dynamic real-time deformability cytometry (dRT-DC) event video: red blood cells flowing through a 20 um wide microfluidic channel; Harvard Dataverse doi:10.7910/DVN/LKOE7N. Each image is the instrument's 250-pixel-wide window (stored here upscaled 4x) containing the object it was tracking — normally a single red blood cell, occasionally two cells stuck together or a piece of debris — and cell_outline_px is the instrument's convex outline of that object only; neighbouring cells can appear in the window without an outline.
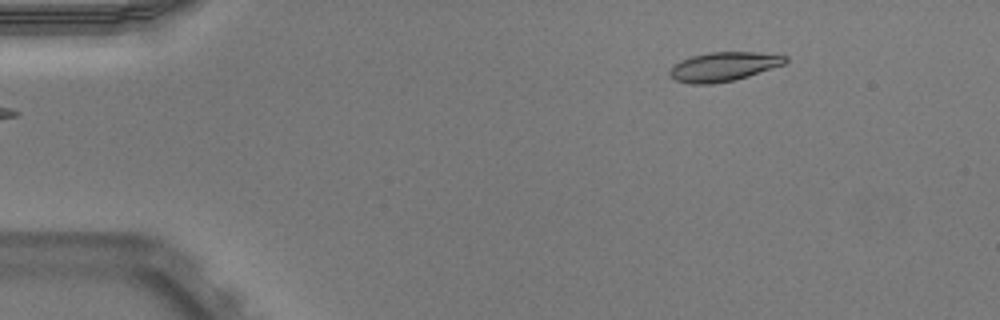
{"species": "Egyptian fruit bat (a non-hibernating species)", "species_latin": "Rousettus aegyptiacus", "temperature_condition": "warm", "stored_images_in_passage": 45, "camera_frame_rate_fps": 3000, "um_per_image_px": 0.085, "animal": {"sex": "male"}, "frame": {"image": 1, "passage_image": 1, "time_ms": 0.0, "image_size_px": [1000, 320], "cell_outline_px": [[788, 60], [784, 64], [736, 80], [712, 84], [692, 84], [676, 80], [668, 72], [680, 60], [692, 56], [712, 52], [756, 52], [788, 56]], "centroid_in_image_um": [61.53, 5.66], "position_along_channel_um": 23.5, "area_um2": 19.42}}
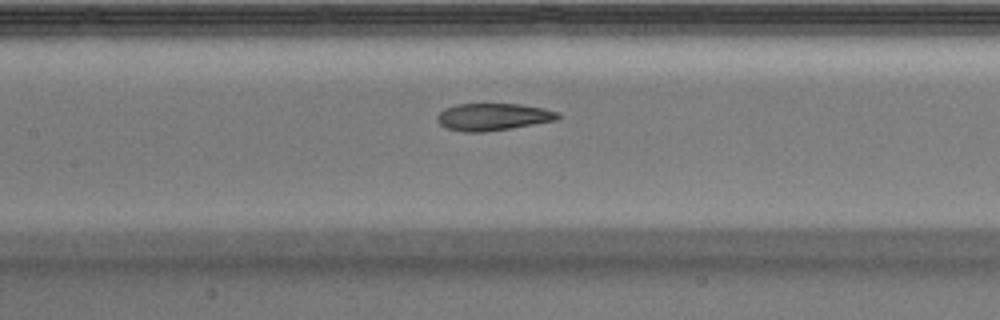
{"frame": {"image": 2, "passage_image": 18, "time_ms": 5.667, "image_size_px": [1000, 320], "cell_outline_px": [[560, 116], [556, 120], [484, 132], [464, 132], [448, 128], [440, 124], [436, 120], [436, 116], [444, 108], [456, 104], [520, 104], [544, 108], [560, 112]], "centroid_in_image_um": [41.89, 9.92], "position_along_channel_um": 165.5, "area_um2": 19.02}}
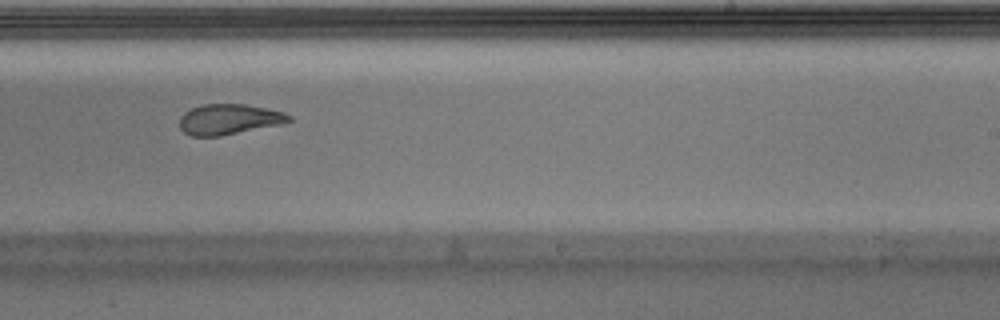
{"frame": {"image": 3, "passage_image": 26, "time_ms": 8.333, "image_size_px": [1000, 320], "cell_outline_px": [[292, 120], [276, 124], [220, 136], [192, 136], [184, 132], [180, 128], [180, 116], [184, 112], [192, 108], [204, 104], [244, 104], [284, 112], [292, 116]], "centroid_in_image_um": [19.41, 10.13], "position_along_channel_um": 269.6, "area_um2": 19.02}, "authors_computed_cell_mechanics": {"area_um2": 20.4034, "velocity_mm_per_s": 3.9106, "shape_relaxation_time_tau1_ms": null, "shape_relaxation_time_tau2_ms": 1.7494, "deformation_change_tau1": null, "deformation_change_tau2": 0.0941}}